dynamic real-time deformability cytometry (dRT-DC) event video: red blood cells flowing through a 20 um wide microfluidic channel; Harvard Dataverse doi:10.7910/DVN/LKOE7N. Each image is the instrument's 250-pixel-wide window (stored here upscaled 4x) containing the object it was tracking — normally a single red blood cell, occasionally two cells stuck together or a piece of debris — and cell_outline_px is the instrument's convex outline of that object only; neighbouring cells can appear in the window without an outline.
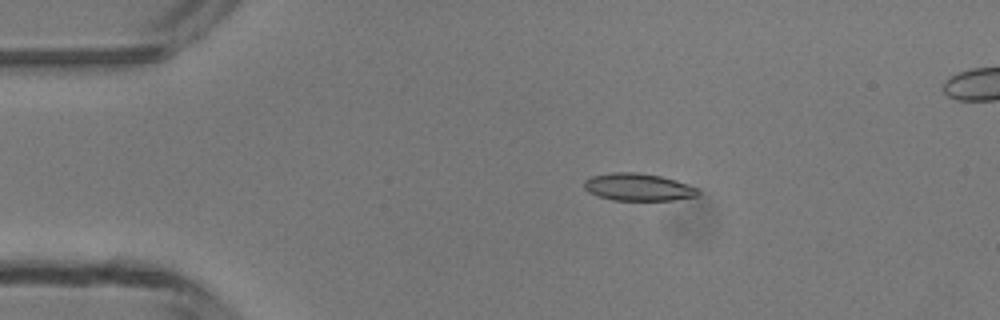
{"species": "common noctule bat (a hibernating species)", "species_latin": "Nyctalus noctula", "temperature_condition": "room temperature", "stored_images_in_passage": 4, "camera_frame_rate_fps": 3000, "um_per_image_px": 0.085, "animal": {"sex": "male", "body_mass_g": 13.3}, "frame": {"image": 1, "passage_image": 2, "time_ms": 2.0, "image_size_px": [1000, 320], "cell_outline_px": [[700, 192], [696, 196], [672, 200], [612, 200], [596, 196], [588, 192], [584, 188], [584, 180], [592, 176], [612, 172], [636, 172], [660, 176], [676, 180], [696, 188]], "centroid_in_image_um": [54.19, 15.9], "position_along_channel_um": 30.8, "area_um2": 18.15}}